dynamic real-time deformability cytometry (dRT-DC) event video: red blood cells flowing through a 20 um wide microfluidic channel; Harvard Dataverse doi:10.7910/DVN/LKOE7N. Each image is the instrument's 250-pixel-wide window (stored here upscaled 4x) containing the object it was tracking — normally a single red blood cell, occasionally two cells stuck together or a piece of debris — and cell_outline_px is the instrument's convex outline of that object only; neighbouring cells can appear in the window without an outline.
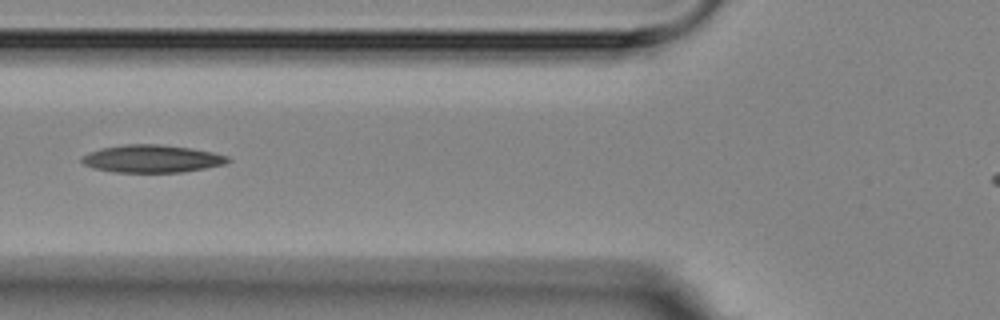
{"species": "Egyptian fruit bat (a non-hibernating species)", "species_latin": "Rousettus aegyptiacus", "temperature_condition": "room temperature", "stored_images_in_passage": 6, "camera_frame_rate_fps": 3000, "um_per_image_px": 0.085, "animal": {"sex": "female"}, "frame": {"image": 1, "passage_image": 6, "time_ms": 5.667, "image_size_px": [1000, 320], "cell_outline_px": [[232, 160], [224, 164], [184, 172], [116, 172], [92, 168], [84, 164], [80, 160], [80, 156], [88, 152], [100, 148], [124, 144], [160, 144], [188, 148], [212, 152], [228, 156]], "centroid_in_image_um": [12.86, 13.49], "position_along_channel_um": 112.9, "area_um2": 23.58}}